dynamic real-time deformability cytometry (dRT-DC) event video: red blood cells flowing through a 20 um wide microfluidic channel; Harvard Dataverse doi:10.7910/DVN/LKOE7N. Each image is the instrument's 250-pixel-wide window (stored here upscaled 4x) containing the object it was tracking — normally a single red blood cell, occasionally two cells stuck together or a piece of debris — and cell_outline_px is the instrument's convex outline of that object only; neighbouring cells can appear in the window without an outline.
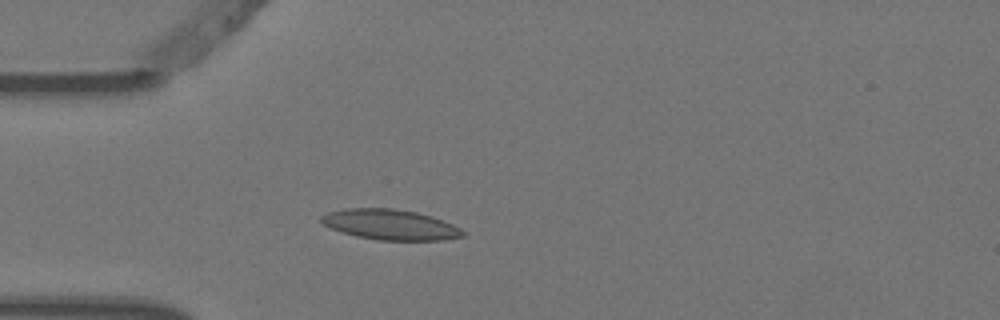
{"species": "Egyptian fruit bat (a non-hibernating species)", "species_latin": "Rousettus aegyptiacus", "temperature_condition": "warm", "stored_images_in_passage": 3, "camera_frame_rate_fps": 3000, "um_per_image_px": 0.085, "animal": {"sex": "female"}, "frame": {"image": 1, "passage_image": 3, "time_ms": 0.667, "image_size_px": [1000, 320], "cell_outline_px": [[468, 232], [464, 236], [444, 240], [376, 240], [356, 236], [340, 232], [324, 224], [320, 220], [320, 216], [328, 212], [344, 208], [392, 208], [416, 212], [432, 216], [452, 224]], "centroid_in_image_um": [33.18, 19.09], "position_along_channel_um": 51.8, "area_um2": 25.2}}